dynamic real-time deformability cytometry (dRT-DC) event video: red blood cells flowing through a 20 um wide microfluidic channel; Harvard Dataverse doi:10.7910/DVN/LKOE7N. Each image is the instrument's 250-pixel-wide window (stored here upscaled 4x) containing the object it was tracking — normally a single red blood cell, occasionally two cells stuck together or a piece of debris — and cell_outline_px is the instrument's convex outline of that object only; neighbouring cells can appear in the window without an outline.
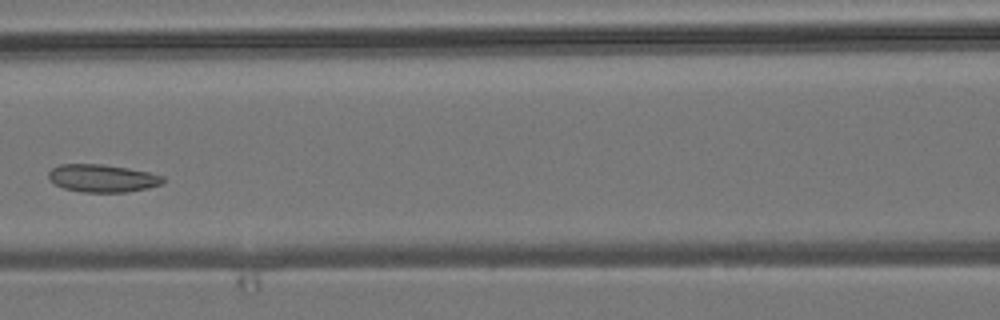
{"species": "common noctule bat (a hibernating species)", "species_latin": "Nyctalus noctula", "temperature_condition": "room temperature", "stored_images_in_passage": 6, "camera_frame_rate_fps": 3000, "um_per_image_px": 0.085, "animal": {"sex": "male", "body_mass_g": 19.2, "forearm_length_mm": 51.8}, "frame": {"image": 1, "passage_image": 6, "time_ms": 5.667, "image_size_px": [1000, 320], "cell_outline_px": [[164, 180], [160, 184], [148, 188], [124, 192], [84, 192], [64, 188], [56, 184], [48, 176], [48, 172], [52, 168], [60, 164], [100, 164], [128, 168], [148, 172], [164, 176]], "centroid_in_image_um": [8.7, 15.14], "position_along_channel_um": 157.9, "area_um2": 18.26}}